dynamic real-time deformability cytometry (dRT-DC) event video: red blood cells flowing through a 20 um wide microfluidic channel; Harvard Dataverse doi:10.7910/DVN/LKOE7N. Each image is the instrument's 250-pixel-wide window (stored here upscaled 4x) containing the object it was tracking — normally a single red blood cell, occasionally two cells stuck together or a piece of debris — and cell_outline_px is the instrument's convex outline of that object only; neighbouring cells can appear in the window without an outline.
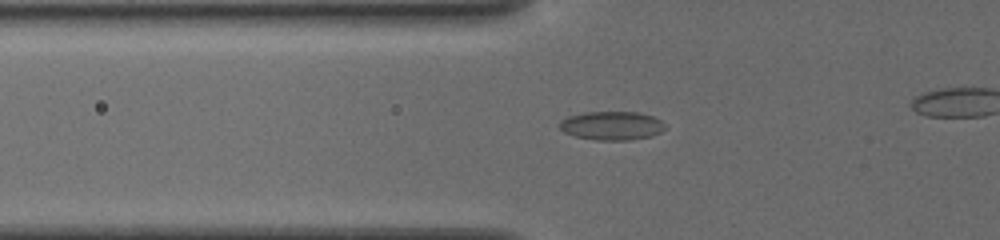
{"species": "common noctule bat (a hibernating species)", "species_latin": "Nyctalus noctula", "temperature_condition": "cold", "stored_images_in_passage": 49, "camera_frame_rate_fps": 3000, "um_per_image_px": 0.085, "animal": {"sex": "female", "body_mass_g": 19.5, "forearm_length_mm": 54.1}, "frame": {"image": 1, "passage_image": 21, "time_ms": 6.667, "image_size_px": [1000, 240], "cell_outline_px": [[664, 128], [660, 132], [652, 136], [628, 140], [596, 140], [576, 136], [564, 132], [560, 128], [560, 120], [568, 116], [588, 112], [636, 112], [652, 116], [660, 120], [664, 124]], "centroid_in_image_um": [51.99, 10.68], "position_along_channel_um": 73.8, "area_um2": 17.46}}
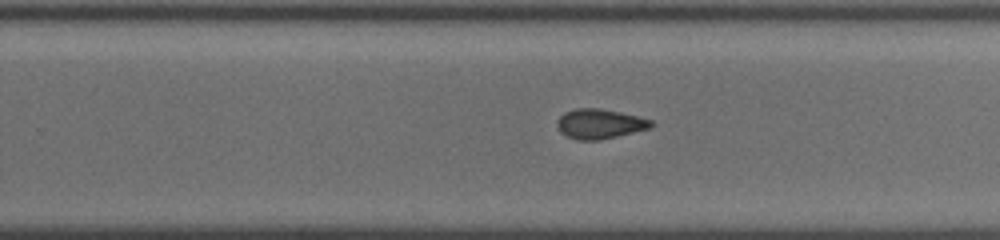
{"frame": {"image": 2, "passage_image": 37, "time_ms": 12.0, "image_size_px": [1000, 240], "cell_outline_px": [[652, 124], [648, 128], [600, 140], [576, 140], [560, 132], [556, 124], [560, 116], [564, 112], [576, 108], [596, 108], [636, 116], [652, 120]], "centroid_in_image_um": [50.9, 10.53], "position_along_channel_um": 278.9, "area_um2": 15.9}}
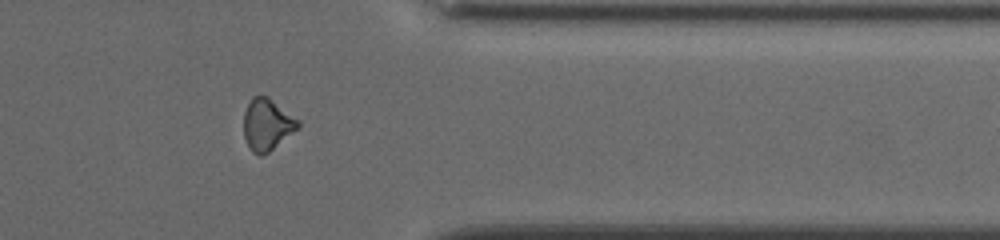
{"frame": {"image": 3, "passage_image": 46, "time_ms": 15.0, "image_size_px": [1000, 240], "cell_outline_px": [[300, 124], [292, 132], [268, 152], [260, 156], [252, 152], [244, 136], [244, 112], [252, 96], [268, 96], [300, 120]], "centroid_in_image_um": [22.69, 10.56], "position_along_channel_um": 388.7, "area_um2": 16.07}}